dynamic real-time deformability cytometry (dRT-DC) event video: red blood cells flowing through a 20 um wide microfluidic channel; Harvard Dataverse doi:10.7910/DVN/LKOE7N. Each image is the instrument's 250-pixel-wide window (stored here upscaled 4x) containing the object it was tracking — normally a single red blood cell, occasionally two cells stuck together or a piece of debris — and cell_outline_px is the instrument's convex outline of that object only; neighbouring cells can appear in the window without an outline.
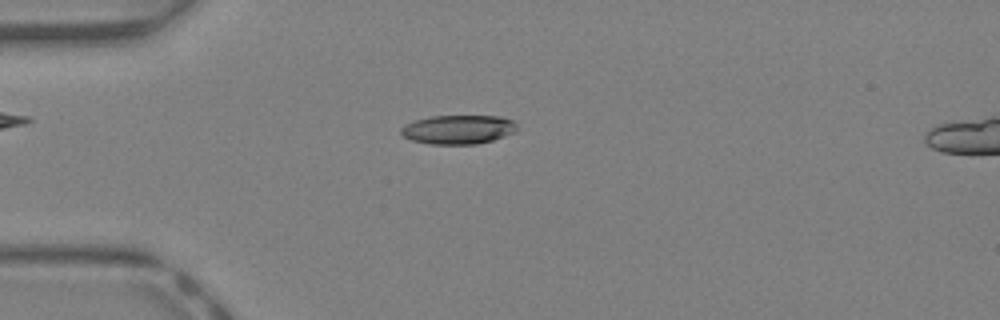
{"species": "Egyptian fruit bat (a non-hibernating species)", "species_latin": "Rousettus aegyptiacus", "temperature_condition": "warm", "stored_images_in_passage": 42, "camera_frame_rate_fps": 3000, "um_per_image_px": 0.085, "animal": {"sex": "female"}, "frame": {"image": 1, "passage_image": 12, "time_ms": 3.667, "image_size_px": [1000, 320], "cell_outline_px": [[516, 132], [492, 140], [476, 144], [432, 144], [412, 140], [404, 136], [400, 132], [400, 128], [404, 124], [416, 120], [432, 116], [500, 116], [512, 120], [516, 124]], "centroid_in_image_um": [38.95, 11.0], "position_along_channel_um": 46.1, "area_um2": 19.54}}
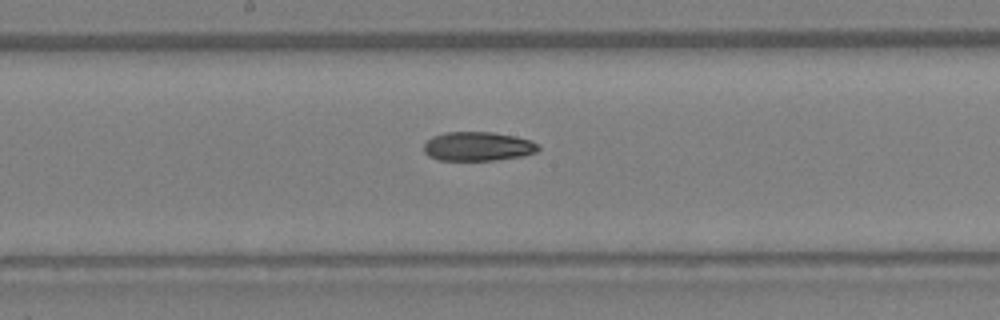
{"frame": {"image": 2, "passage_image": 23, "time_ms": 7.333, "image_size_px": [1000, 320], "cell_outline_px": [[540, 148], [536, 152], [524, 156], [496, 160], [440, 160], [428, 156], [424, 152], [424, 144], [432, 136], [448, 132], [492, 132], [532, 140], [540, 144]], "centroid_in_image_um": [40.64, 12.45], "position_along_channel_um": 207.6, "area_um2": 19.48}}
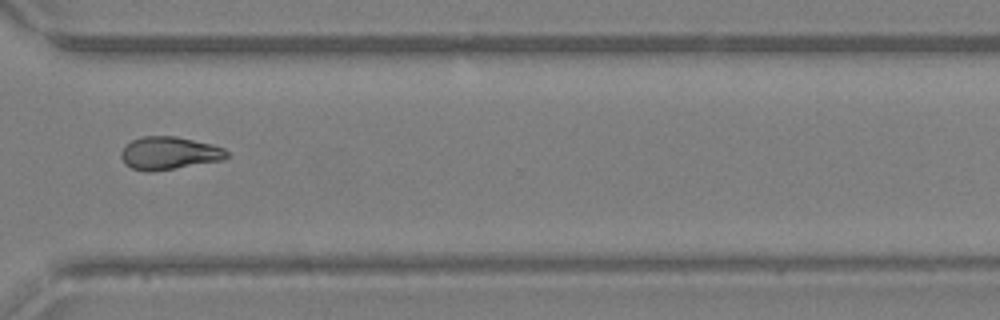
{"frame": {"image": 3, "passage_image": 32, "time_ms": 10.333, "image_size_px": [1000, 320], "cell_outline_px": [[228, 156], [224, 160], [152, 172], [148, 172], [132, 168], [124, 164], [120, 156], [120, 152], [132, 140], [140, 136], [176, 136], [212, 144], [224, 148], [228, 152]], "centroid_in_image_um": [14.38, 13.02], "position_along_channel_um": 356.2, "area_um2": 20.35}, "authors_computed_cell_mechanics": {"area_um2": 19.8543, "velocity_mm_per_s": 4.9584, "shape_relaxation_time_tau1_ms": 4.2141, "shape_relaxation_time_tau2_ms": 6.1063, "deformation_change_tau1": 0.1544, "deformation_change_tau2": 0.1543}}